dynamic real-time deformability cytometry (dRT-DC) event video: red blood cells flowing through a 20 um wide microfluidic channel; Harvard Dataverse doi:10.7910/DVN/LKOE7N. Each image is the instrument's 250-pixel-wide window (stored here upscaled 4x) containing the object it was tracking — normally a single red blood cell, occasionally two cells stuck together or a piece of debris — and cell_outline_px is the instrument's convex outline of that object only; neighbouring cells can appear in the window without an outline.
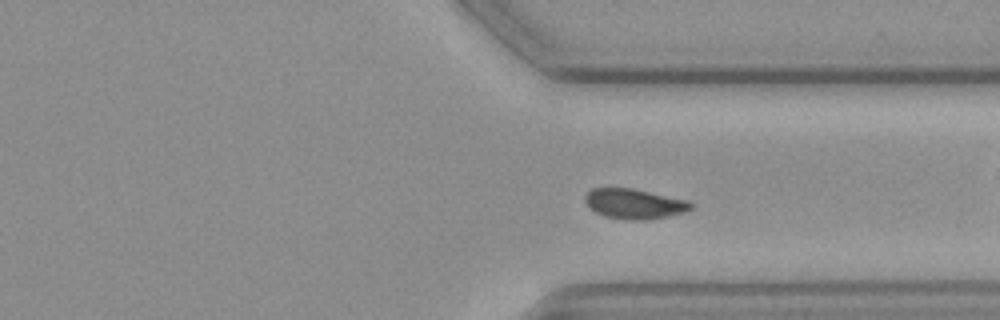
{"species": "common noctule bat (a hibernating species)", "species_latin": "Nyctalus noctula", "temperature_condition": "cold", "stored_images_in_passage": 57, "camera_frame_rate_fps": 3000, "um_per_image_px": 0.085, "animal": {"sex": "female", "body_mass_g": 19.3, "forearm_length_mm": 54.1}, "frame": {"image": 1, "passage_image": 41, "time_ms": 13.333, "image_size_px": [1000, 320], "cell_outline_px": [[692, 208], [684, 212], [668, 216], [648, 220], [624, 220], [604, 216], [596, 212], [584, 200], [584, 196], [592, 188], [632, 188], [688, 200], [692, 204]], "centroid_in_image_um": [53.92, 17.33], "position_along_channel_um": 357.5, "area_um2": 18.5}}
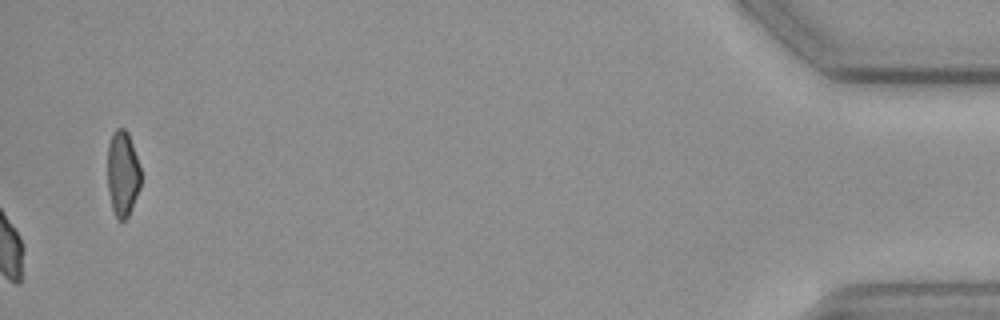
{"frame": {"image": 2, "passage_image": 57, "time_ms": 18.667, "image_size_px": [1000, 320], "cell_outline_px": [[140, 188], [132, 208], [128, 216], [124, 220], [120, 220], [116, 216], [112, 208], [108, 192], [108, 144], [112, 132], [116, 128], [124, 128], [128, 132], [140, 168]], "centroid_in_image_um": [10.42, 14.74], "position_along_channel_um": 424.8, "area_um2": 16.53}, "authors_computed_cell_mechanics": {"area_um2": 19.1318, "velocity_mm_per_s": 3.5753, "shape_relaxation_time_tau1_ms": null, "shape_relaxation_time_tau2_ms": 11.1632, "deformation_change_tau1": null, "deformation_change_tau2": 0.138}}